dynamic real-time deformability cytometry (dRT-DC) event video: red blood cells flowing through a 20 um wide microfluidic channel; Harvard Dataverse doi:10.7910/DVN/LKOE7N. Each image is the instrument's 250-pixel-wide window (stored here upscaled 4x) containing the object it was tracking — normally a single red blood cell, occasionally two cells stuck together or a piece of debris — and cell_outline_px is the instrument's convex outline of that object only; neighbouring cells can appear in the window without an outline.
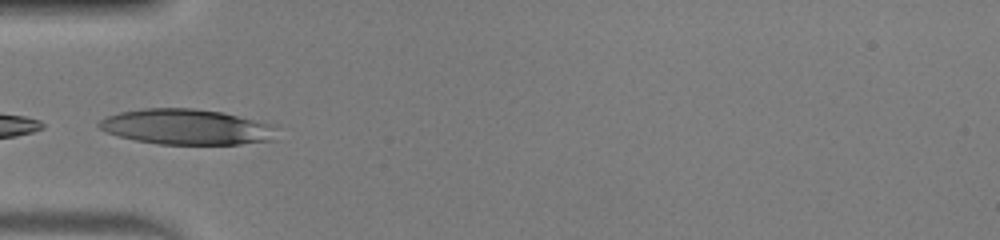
{"species": "human", "species_latin": "Homo sapiens", "temperature_condition": "warm", "stored_images_in_passage": 24, "camera_frame_rate_fps": 3000, "um_per_image_px": 0.085, "donor": {"sex": "male"}, "frame": {"image": 1, "passage_image": 1, "time_ms": 0.0, "image_size_px": [1000, 240], "cell_outline_px": [[276, 140], [240, 144], [160, 144], [136, 140], [104, 132], [96, 124], [100, 120], [108, 116], [120, 112], [144, 108], [192, 108], [220, 112], [272, 124], [276, 128]], "centroid_in_image_um": [15.86, 10.79], "position_along_channel_um": 69.1, "area_um2": 36.65}}
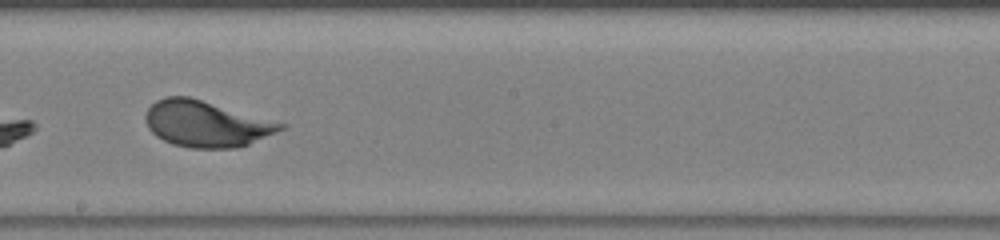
{"frame": {"image": 2, "passage_image": 13, "time_ms": 4.0, "image_size_px": [1000, 240], "cell_outline_px": [[288, 124], [284, 128], [276, 132], [248, 144], [236, 148], [188, 148], [172, 144], [156, 136], [148, 128], [144, 120], [144, 116], [148, 108], [156, 100], [164, 96], [188, 96]], "centroid_in_image_um": [17.49, 10.52], "position_along_channel_um": 230.7, "area_um2": 36.3}}
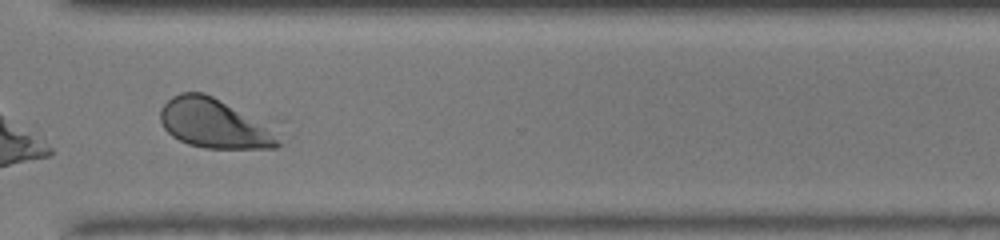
{"frame": {"image": 3, "passage_image": 22, "time_ms": 7.0, "image_size_px": [1000, 240], "cell_outline_px": [[284, 144], [280, 148], [204, 148], [188, 144], [172, 136], [164, 128], [160, 120], [160, 108], [172, 96], [180, 92], [204, 92], [212, 96], [264, 128]], "centroid_in_image_um": [18.04, 10.52], "position_along_channel_um": 352.6, "area_um2": 32.37}, "authors_computed_cell_mechanics": {"area_um2": 35.1713, "velocity_mm_per_s": 4.0495, "shape_relaxation_time_tau1_ms": 2.7966, "shape_relaxation_time_tau2_ms": null, "deformation_change_tau1": 0.1891, "deformation_change_tau2": null}}